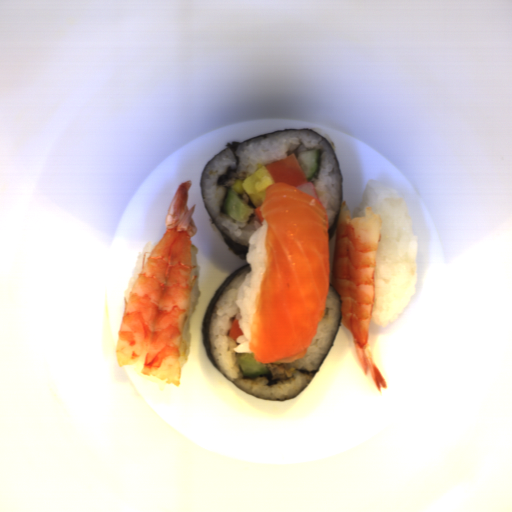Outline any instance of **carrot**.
Returning <instances> with one entry per match:
<instances>
[{"mask_svg": "<svg viewBox=\"0 0 512 512\" xmlns=\"http://www.w3.org/2000/svg\"><path fill=\"white\" fill-rule=\"evenodd\" d=\"M265 168L276 183H287L297 188L307 182L306 175L294 152L283 160L268 164Z\"/></svg>", "mask_w": 512, "mask_h": 512, "instance_id": "b8716197", "label": "carrot"}, {"mask_svg": "<svg viewBox=\"0 0 512 512\" xmlns=\"http://www.w3.org/2000/svg\"><path fill=\"white\" fill-rule=\"evenodd\" d=\"M239 321L238 319H234L227 335L233 340V341H236V338L238 336H243L244 333L242 332L241 328H240V324H239ZM237 342V341H236Z\"/></svg>", "mask_w": 512, "mask_h": 512, "instance_id": "cead05ca", "label": "carrot"}, {"mask_svg": "<svg viewBox=\"0 0 512 512\" xmlns=\"http://www.w3.org/2000/svg\"><path fill=\"white\" fill-rule=\"evenodd\" d=\"M254 212L258 218L259 223L263 224L264 217H263V213L261 211V206H257L256 208H254Z\"/></svg>", "mask_w": 512, "mask_h": 512, "instance_id": "1c9b5961", "label": "carrot"}]
</instances>
